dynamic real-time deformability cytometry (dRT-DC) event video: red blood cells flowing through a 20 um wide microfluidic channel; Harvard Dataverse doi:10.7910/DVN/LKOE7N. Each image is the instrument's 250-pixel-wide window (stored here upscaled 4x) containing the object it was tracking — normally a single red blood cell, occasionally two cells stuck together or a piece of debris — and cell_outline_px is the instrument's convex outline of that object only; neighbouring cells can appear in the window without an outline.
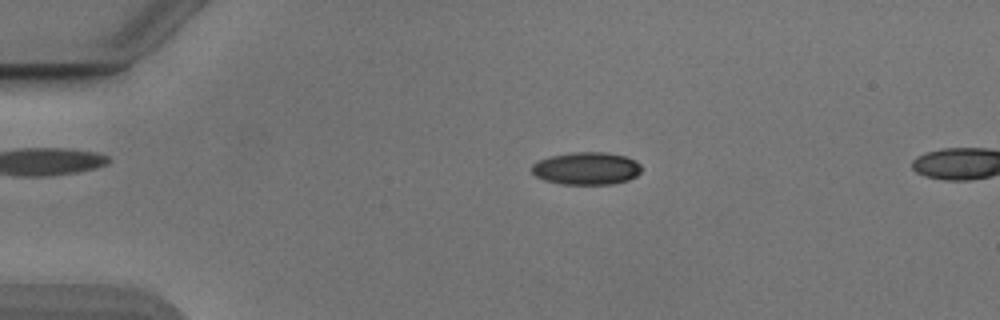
{"species": "Egyptian fruit bat (a non-hibernating species)", "species_latin": "Rousettus aegyptiacus", "temperature_condition": "cold", "stored_images_in_passage": 45, "camera_frame_rate_fps": 3000, "um_per_image_px": 0.085, "animal": {"sex": "male"}, "frame": {"image": 1, "passage_image": 5, "time_ms": 1.333, "image_size_px": [1000, 320], "cell_outline_px": [[640, 172], [636, 176], [628, 180], [612, 184], [560, 184], [544, 180], [536, 176], [532, 172], [532, 164], [540, 160], [552, 156], [572, 152], [608, 152], [624, 156], [636, 160], [640, 164]], "centroid_in_image_um": [49.86, 14.31], "position_along_channel_um": 35.1, "area_um2": 20.81}}
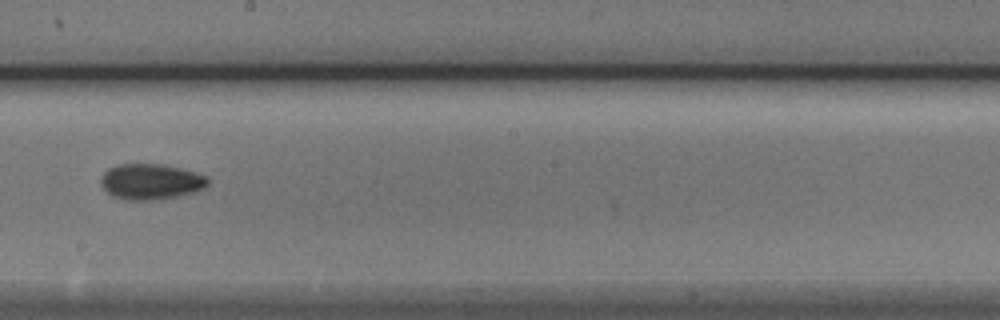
{"frame": {"image": 2, "passage_image": 24, "time_ms": 7.667, "image_size_px": [1000, 320], "cell_outline_px": [[208, 184], [204, 188], [196, 192], [160, 200], [124, 200], [112, 196], [104, 188], [100, 180], [104, 172], [108, 168], [120, 164], [160, 164], [180, 168], [196, 172], [208, 176]], "centroid_in_image_um": [12.84, 15.45], "position_along_channel_um": 235.4, "area_um2": 22.43}}
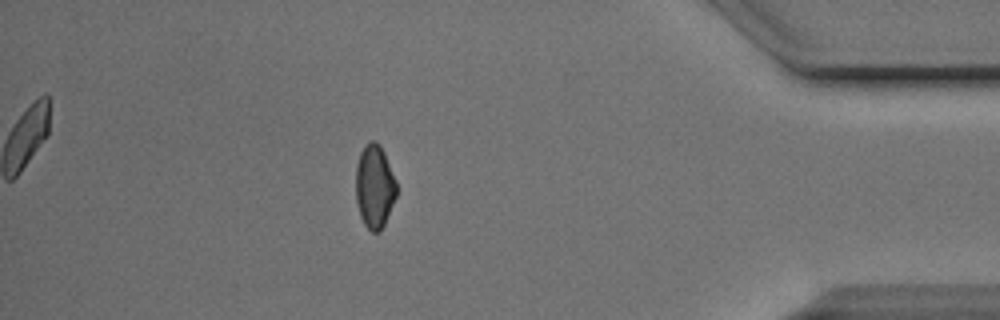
{"frame": {"image": 3, "passage_image": 40, "time_ms": 13.0, "image_size_px": [1000, 320], "cell_outline_px": [[396, 196], [384, 224], [380, 232], [372, 232], [364, 224], [360, 216], [356, 200], [356, 164], [360, 152], [372, 140], [376, 140], [380, 144], [384, 152], [396, 180]], "centroid_in_image_um": [31.83, 15.85], "position_along_channel_um": 403.4, "area_um2": 19.71}}